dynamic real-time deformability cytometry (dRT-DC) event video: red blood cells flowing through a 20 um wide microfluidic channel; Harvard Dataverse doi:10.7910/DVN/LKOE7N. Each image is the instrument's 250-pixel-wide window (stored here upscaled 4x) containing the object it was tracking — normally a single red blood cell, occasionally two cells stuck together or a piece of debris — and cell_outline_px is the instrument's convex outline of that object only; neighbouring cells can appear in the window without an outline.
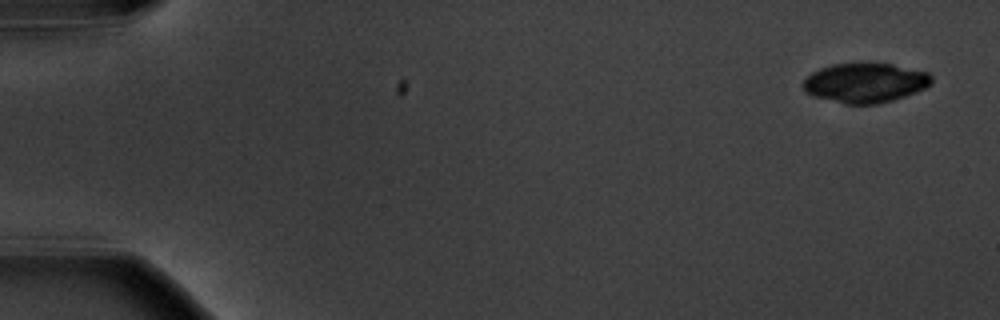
{"species": "common noctule bat (a hibernating species)", "species_latin": "Nyctalus noctula", "temperature_condition": "warm", "stored_images_in_passage": 4, "camera_frame_rate_fps": 3000, "um_per_image_px": 0.085, "animal": {"sex": "male", "body_mass_g": 20.1, "forearm_length_mm": 53.5}, "frame": {"image": 1, "passage_image": 1, "time_ms": 0.0, "image_size_px": [1000, 320], "cell_outline_px": [[932, 84], [916, 92], [892, 100], [876, 104], [844, 104], [812, 96], [804, 92], [800, 84], [812, 72], [820, 68], [832, 64], [892, 64], [928, 72], [932, 76]], "centroid_in_image_um": [73.5, 7.05], "position_along_channel_um": 11.5, "area_um2": 29.65}}